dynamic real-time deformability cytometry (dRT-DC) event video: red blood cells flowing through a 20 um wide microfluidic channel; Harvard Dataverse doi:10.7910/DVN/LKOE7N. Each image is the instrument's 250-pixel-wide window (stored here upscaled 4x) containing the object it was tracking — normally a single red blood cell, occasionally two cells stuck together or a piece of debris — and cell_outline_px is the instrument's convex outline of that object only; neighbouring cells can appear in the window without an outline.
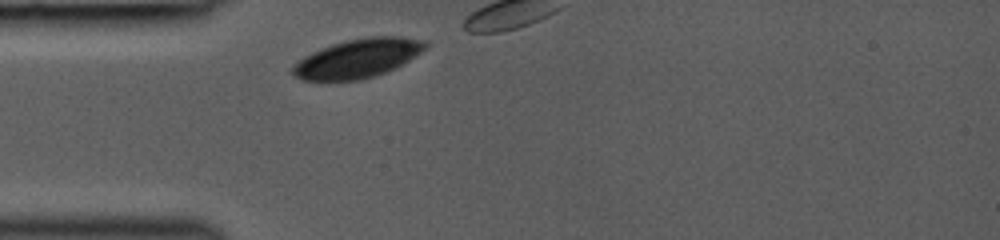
{"species": "common noctule bat (a hibernating species)", "species_latin": "Nyctalus noctula", "temperature_condition": "room temperature", "stored_images_in_passage": 7, "camera_frame_rate_fps": 3000, "um_per_image_px": 0.085, "animal": {"sex": "female", "body_mass_g": 19.0, "forearm_length_mm": 53.3}, "frame": {"image": 1, "passage_image": 1, "time_ms": 0.0, "image_size_px": [1000, 240], "cell_outline_px": [[428, 48], [396, 68], [376, 76], [360, 80], [304, 80], [288, 72], [292, 64], [304, 56], [320, 48], [332, 44], [348, 40], [368, 36], [400, 36], [428, 40]], "centroid_in_image_um": [30.42, 4.95], "position_along_channel_um": 54.6, "area_um2": 30.46}}
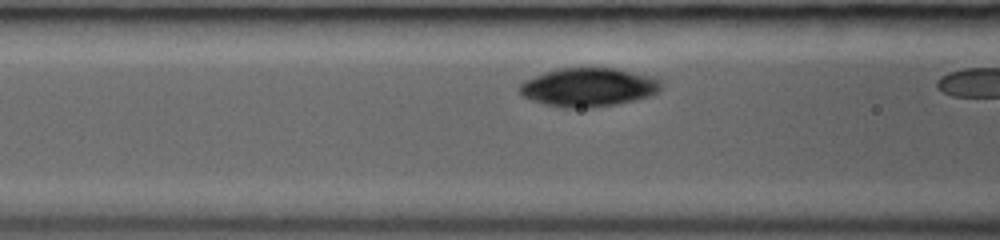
{"frame": {"image": 2, "passage_image": 6, "time_ms": 1.667, "image_size_px": [1000, 240], "cell_outline_px": [[660, 88], [652, 96], [616, 104], [592, 108], [564, 108], [544, 104], [532, 100], [524, 96], [520, 92], [520, 84], [524, 80], [560, 68], [616, 68], [656, 76], [660, 80]], "centroid_in_image_um": [50.07, 7.42], "position_along_channel_um": 116.5, "area_um2": 31.91}}